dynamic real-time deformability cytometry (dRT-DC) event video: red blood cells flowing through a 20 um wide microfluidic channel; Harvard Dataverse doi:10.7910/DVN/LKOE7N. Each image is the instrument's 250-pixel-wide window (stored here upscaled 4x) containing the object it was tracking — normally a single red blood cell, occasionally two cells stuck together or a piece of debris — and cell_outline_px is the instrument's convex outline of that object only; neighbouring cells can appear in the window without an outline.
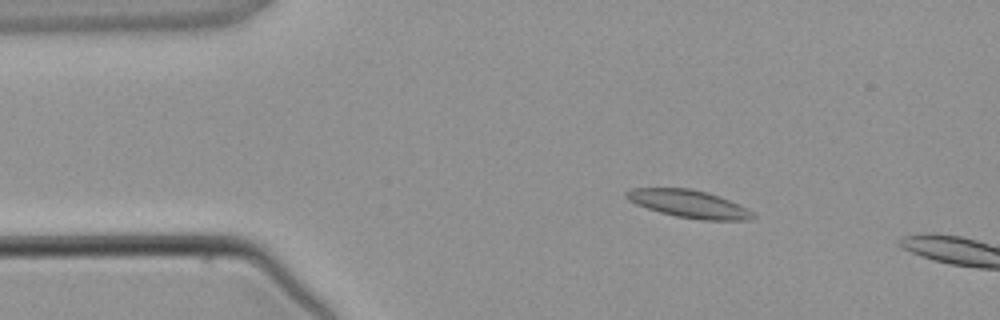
{"species": "common noctule bat (a hibernating species)", "species_latin": "Nyctalus noctula", "temperature_condition": "warm", "stored_images_in_passage": 4, "camera_frame_rate_fps": 3000, "um_per_image_px": 0.085, "animal": {"sex": "male", "body_mass_g": 21.5, "forearm_length_mm": 52.0}, "frame": {"image": 1, "passage_image": 3, "time_ms": 2.333, "image_size_px": [1000, 320], "cell_outline_px": [[756, 216], [748, 220], [700, 220], [676, 216], [660, 212], [636, 204], [628, 200], [624, 196], [624, 192], [632, 188], [692, 188], [708, 192], [720, 196], [740, 204], [752, 212]], "centroid_in_image_um": [58.55, 17.32], "position_along_channel_um": 26.4, "area_um2": 20.52}}